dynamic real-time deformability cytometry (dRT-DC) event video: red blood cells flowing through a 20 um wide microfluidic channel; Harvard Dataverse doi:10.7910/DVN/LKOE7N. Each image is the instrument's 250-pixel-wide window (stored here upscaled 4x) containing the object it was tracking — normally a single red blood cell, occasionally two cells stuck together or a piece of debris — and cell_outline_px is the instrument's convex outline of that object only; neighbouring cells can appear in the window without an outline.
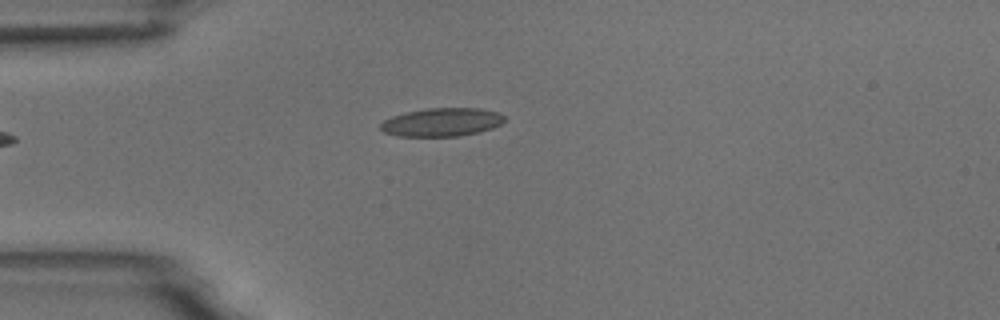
{"species": "common noctule bat (a hibernating species)", "species_latin": "Nyctalus noctula", "temperature_condition": "room temperature", "stored_images_in_passage": 3, "camera_frame_rate_fps": 3000, "um_per_image_px": 0.085, "animal": {"sex": "male", "body_mass_g": 18.8}, "frame": {"image": 1, "passage_image": 3, "time_ms": 3.333, "image_size_px": [1000, 320], "cell_outline_px": [[504, 120], [500, 124], [492, 128], [480, 132], [460, 136], [396, 136], [384, 132], [380, 128], [380, 124], [384, 120], [392, 116], [404, 112], [428, 108], [480, 108], [500, 112], [504, 116]], "centroid_in_image_um": [37.55, 10.38], "position_along_channel_um": 47.4, "area_um2": 20.63}}